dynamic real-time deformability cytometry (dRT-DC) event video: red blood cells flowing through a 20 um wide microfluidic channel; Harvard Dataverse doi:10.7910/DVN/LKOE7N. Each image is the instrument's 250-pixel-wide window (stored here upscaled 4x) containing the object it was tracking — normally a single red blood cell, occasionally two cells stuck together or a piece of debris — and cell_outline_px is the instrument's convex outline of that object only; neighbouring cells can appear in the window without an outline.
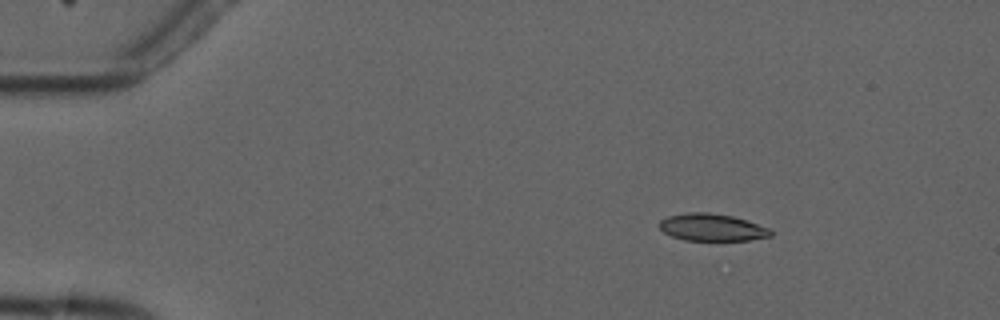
{"species": "common noctule bat (a hibernating species)", "species_latin": "Nyctalus noctula", "temperature_condition": "cold", "stored_images_in_passage": 6, "camera_frame_rate_fps": 3000, "um_per_image_px": 0.085, "animal": {"sex": "male", "forearm_length_mm": 52.5}, "frame": {"image": 1, "passage_image": 3, "time_ms": 2.333, "image_size_px": [1000, 320], "cell_outline_px": [[772, 236], [748, 240], [684, 240], [672, 236], [664, 232], [660, 228], [660, 220], [668, 216], [688, 212], [708, 212], [732, 216], [768, 228], [772, 232]], "centroid_in_image_um": [60.49, 19.32], "position_along_channel_um": 24.5, "area_um2": 17.4}}
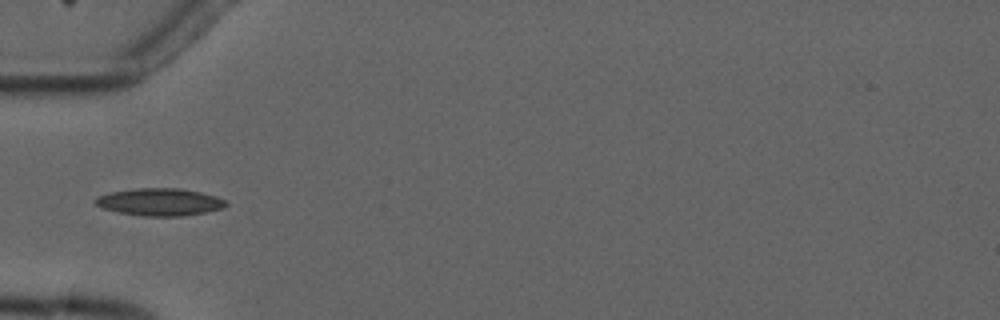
{"frame": {"image": 2, "passage_image": 6, "time_ms": 5.667, "image_size_px": [1000, 320], "cell_outline_px": [[228, 204], [224, 208], [208, 212], [180, 216], [144, 216], [120, 212], [104, 208], [96, 204], [92, 200], [96, 196], [108, 192], [136, 188], [180, 188], [200, 192], [216, 196], [224, 200]], "centroid_in_image_um": [13.58, 17.16], "position_along_channel_um": 71.4, "area_um2": 20.92}}